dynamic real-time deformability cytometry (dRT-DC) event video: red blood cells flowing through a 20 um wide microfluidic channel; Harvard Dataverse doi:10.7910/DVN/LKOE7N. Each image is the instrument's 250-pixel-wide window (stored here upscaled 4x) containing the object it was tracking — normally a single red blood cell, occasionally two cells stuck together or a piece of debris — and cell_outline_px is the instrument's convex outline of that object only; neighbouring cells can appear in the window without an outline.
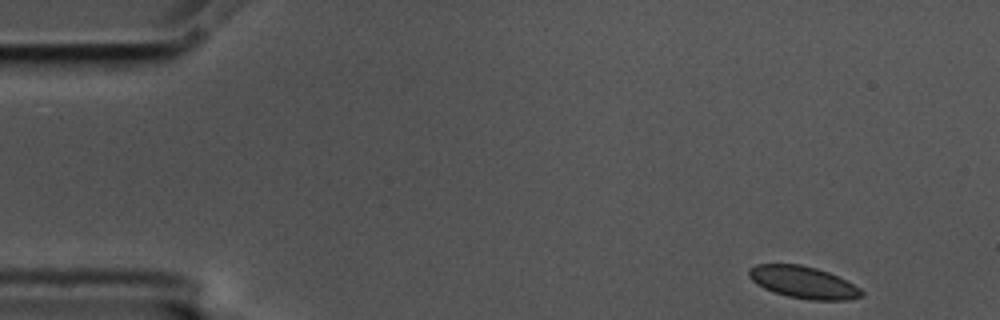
{"species": "common noctule bat (a hibernating species)", "species_latin": "Nyctalus noctula", "temperature_condition": "cold", "stored_images_in_passage": 10, "camera_frame_rate_fps": 3000, "um_per_image_px": 0.085, "animal": {"sex": "male", "body_mass_g": 17.5, "forearm_length_mm": 52.3}, "frame": {"image": 1, "passage_image": 1, "time_ms": 0.0, "image_size_px": [1000, 320], "cell_outline_px": [[864, 296], [848, 300], [808, 300], [788, 296], [764, 288], [756, 284], [748, 276], [748, 268], [756, 264], [800, 264], [816, 268], [828, 272], [860, 288], [864, 292]], "centroid_in_image_um": [68.27, 24.0], "position_along_channel_um": 16.7, "area_um2": 20.98}}